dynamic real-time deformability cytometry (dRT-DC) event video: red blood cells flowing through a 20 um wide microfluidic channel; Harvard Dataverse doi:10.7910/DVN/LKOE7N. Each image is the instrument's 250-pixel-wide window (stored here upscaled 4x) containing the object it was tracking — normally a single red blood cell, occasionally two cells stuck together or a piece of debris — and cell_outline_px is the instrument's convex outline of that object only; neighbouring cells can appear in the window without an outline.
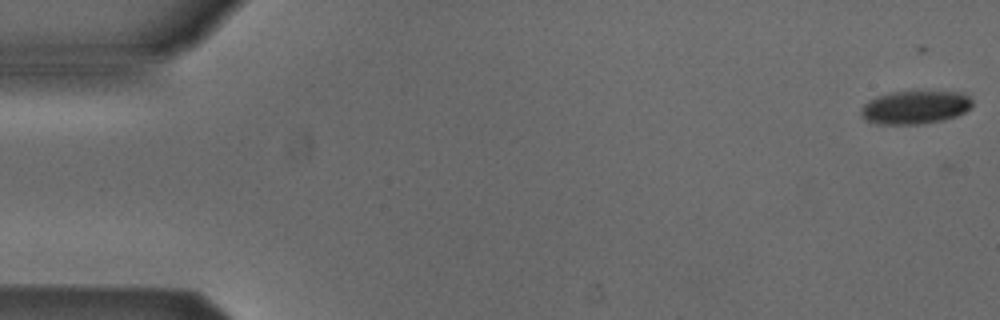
{"species": "Egyptian fruit bat (a non-hibernating species)", "species_latin": "Rousettus aegyptiacus", "temperature_condition": "cold", "stored_images_in_passage": 22, "camera_frame_rate_fps": 3000, "um_per_image_px": 0.085, "animal": {"sex": "male"}, "frame": {"image": 1, "passage_image": 1, "time_ms": 0.0, "image_size_px": [1000, 320], "cell_outline_px": [[972, 108], [956, 116], [944, 120], [920, 124], [880, 124], [868, 120], [860, 116], [860, 112], [864, 104], [868, 100], [892, 92], [964, 92], [972, 100]], "centroid_in_image_um": [77.81, 9.13], "position_along_channel_um": 7.2, "area_um2": 21.44}}
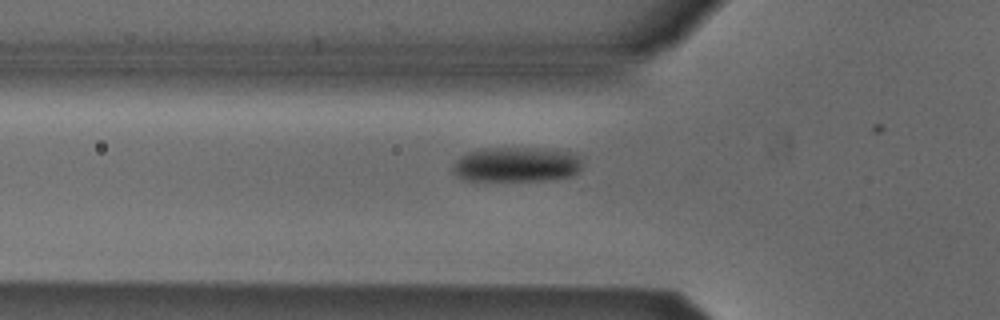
{"frame": {"image": 2, "passage_image": 18, "time_ms": 5.667, "image_size_px": [1000, 320], "cell_outline_px": [[580, 172], [572, 176], [544, 180], [464, 180], [456, 176], [452, 172], [452, 164], [460, 156], [468, 152], [484, 148], [532, 148], [568, 152], [580, 156]], "centroid_in_image_um": [43.85, 13.99], "position_along_channel_um": 82.0, "area_um2": 26.24}}
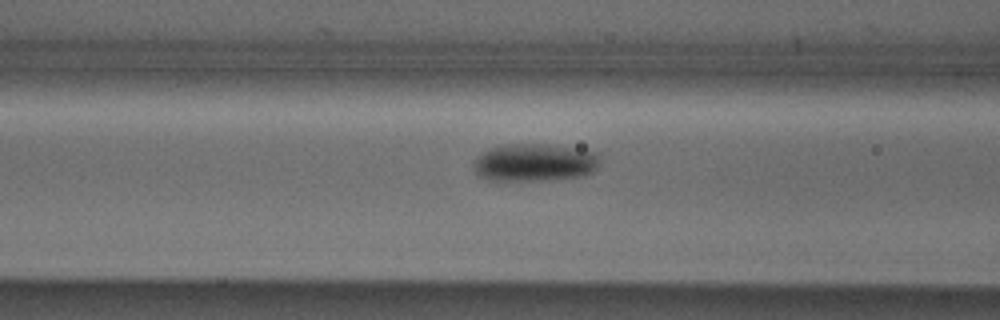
{"frame": {"image": 3, "passage_image": 21, "time_ms": 6.667, "image_size_px": [1000, 320], "cell_outline_px": [[596, 168], [592, 172], [580, 176], [540, 180], [488, 180], [480, 176], [472, 168], [476, 156], [488, 148], [504, 144], [548, 144], [596, 152]], "centroid_in_image_um": [45.34, 13.8], "position_along_channel_um": 121.3, "area_um2": 27.46}}